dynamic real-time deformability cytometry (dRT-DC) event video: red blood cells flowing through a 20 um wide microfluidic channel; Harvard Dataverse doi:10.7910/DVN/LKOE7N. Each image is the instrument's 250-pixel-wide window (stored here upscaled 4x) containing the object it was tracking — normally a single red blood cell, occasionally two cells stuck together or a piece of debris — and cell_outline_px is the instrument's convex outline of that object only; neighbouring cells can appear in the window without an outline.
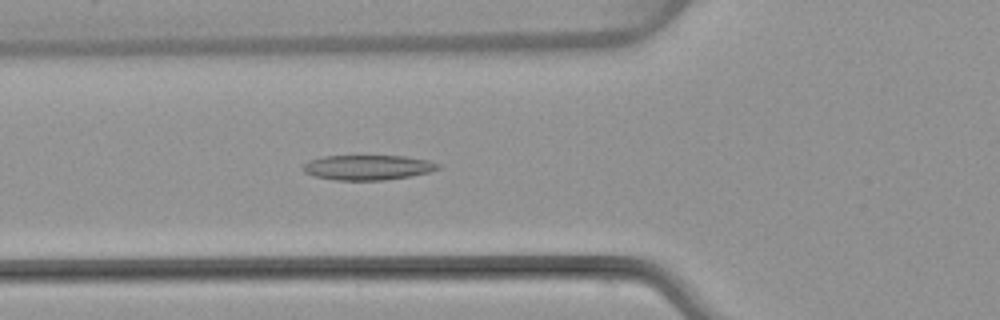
{"species": "common noctule bat (a hibernating species)", "species_latin": "Nyctalus noctula", "temperature_condition": "warm", "stored_images_in_passage": 51, "camera_frame_rate_fps": 3000, "um_per_image_px": 0.085, "animal": {"sex": "female", "body_mass_g": 22.7, "forearm_length_mm": 54.2}, "frame": {"image": 1, "passage_image": 19, "time_ms": 6.0, "image_size_px": [1000, 320], "cell_outline_px": [[440, 168], [428, 172], [412, 176], [384, 180], [336, 180], [316, 176], [304, 172], [300, 168], [308, 160], [324, 156], [404, 156], [428, 160], [440, 164]], "centroid_in_image_um": [31.25, 14.23], "position_along_channel_um": 94.6, "area_um2": 19.65}}
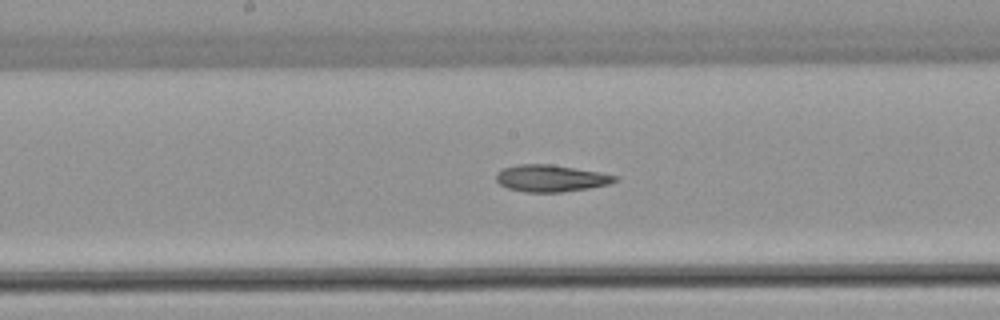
{"frame": {"image": 2, "passage_image": 27, "time_ms": 8.667, "image_size_px": [1000, 320], "cell_outline_px": [[620, 180], [608, 184], [588, 188], [560, 192], [524, 192], [508, 188], [500, 184], [496, 180], [496, 172], [504, 168], [516, 164], [552, 164], [600, 172], [620, 176]], "centroid_in_image_um": [46.84, 15.14], "position_along_channel_um": 201.4, "area_um2": 18.73}}
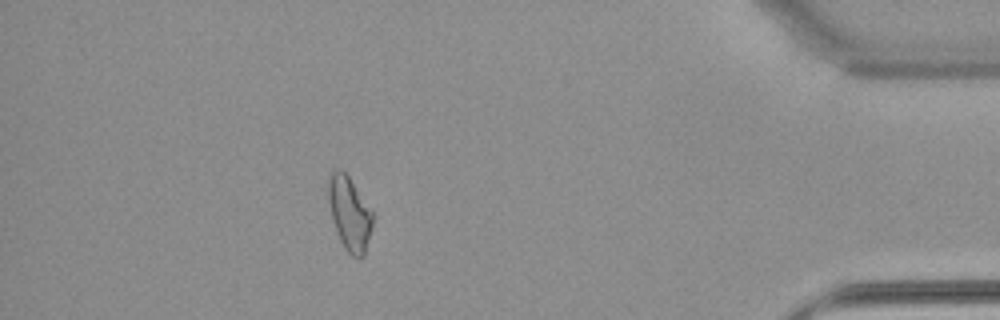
{"frame": {"image": 3, "passage_image": 46, "time_ms": 15.0, "image_size_px": [1000, 320], "cell_outline_px": [[372, 228], [364, 256], [352, 256], [344, 248], [340, 240], [332, 220], [328, 200], [328, 180], [332, 168], [340, 168], [348, 176], [372, 208]], "centroid_in_image_um": [29.7, 18.1], "position_along_channel_um": 405.5, "area_um2": 19.19}}